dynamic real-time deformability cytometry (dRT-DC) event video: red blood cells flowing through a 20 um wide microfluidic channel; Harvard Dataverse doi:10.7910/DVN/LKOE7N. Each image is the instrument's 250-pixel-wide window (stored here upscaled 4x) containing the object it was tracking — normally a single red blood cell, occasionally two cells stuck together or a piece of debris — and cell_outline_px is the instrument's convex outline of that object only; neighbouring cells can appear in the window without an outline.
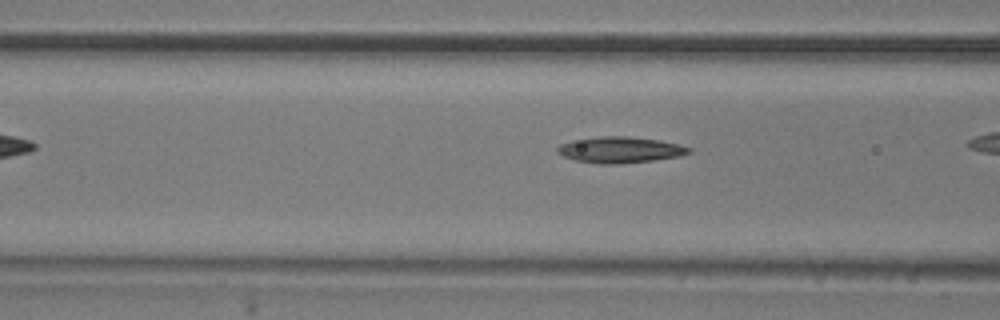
{"species": "common noctule bat (a hibernating species)", "species_latin": "Nyctalus noctula", "temperature_condition": "room temperature", "stored_images_in_passage": 26, "camera_frame_rate_fps": 3000, "um_per_image_px": 0.085, "animal": {"sex": "male", "body_mass_g": 20.5, "forearm_length_mm": 52.5}, "frame": {"image": 1, "passage_image": 5, "time_ms": 1.333, "image_size_px": [1000, 320], "cell_outline_px": [[692, 152], [680, 156], [652, 160], [616, 164], [600, 164], [572, 160], [556, 152], [556, 148], [560, 144], [572, 140], [604, 136], [628, 136], [660, 140], [680, 144], [692, 148]], "centroid_in_image_um": [52.71, 12.73], "position_along_channel_um": 113.9, "area_um2": 20.11}}
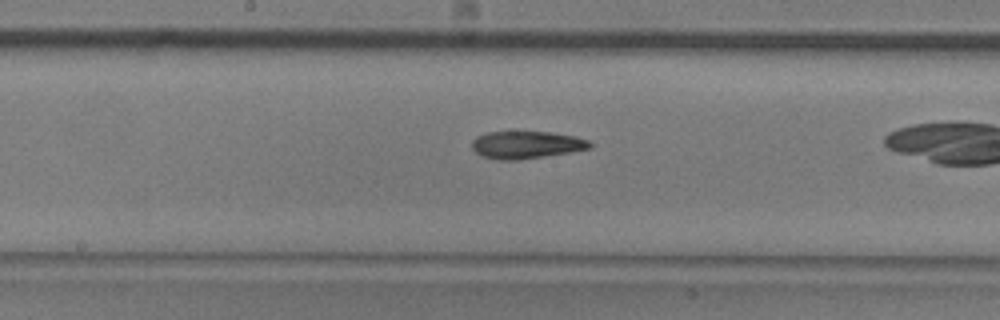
{"frame": {"image": 2, "passage_image": 12, "time_ms": 3.667, "image_size_px": [1000, 320], "cell_outline_px": [[592, 148], [544, 156], [516, 160], [500, 160], [480, 156], [472, 148], [472, 140], [476, 136], [488, 132], [552, 132], [576, 136], [588, 140], [592, 144]], "centroid_in_image_um": [44.73, 12.3], "position_along_channel_um": 203.5, "area_um2": 18.84}}
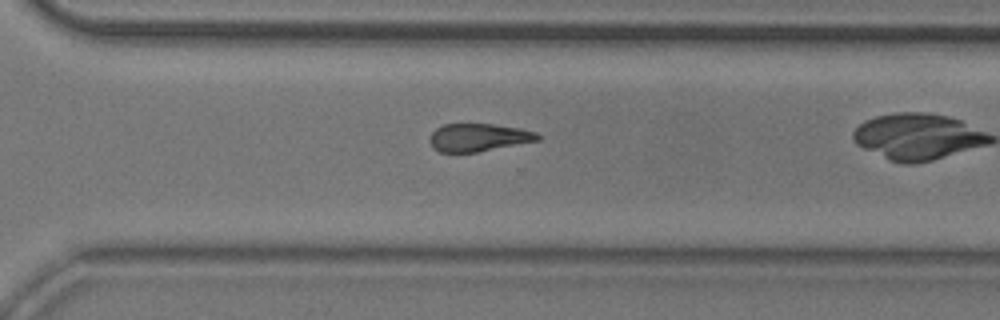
{"frame": {"image": 3, "passage_image": 22, "time_ms": 7.0, "image_size_px": [1000, 320], "cell_outline_px": [[540, 140], [476, 152], [440, 152], [432, 148], [428, 140], [432, 132], [436, 128], [444, 124], [492, 124], [520, 128], [536, 132], [540, 136]], "centroid_in_image_um": [40.64, 11.68], "position_along_channel_um": 330.0, "area_um2": 17.51}}